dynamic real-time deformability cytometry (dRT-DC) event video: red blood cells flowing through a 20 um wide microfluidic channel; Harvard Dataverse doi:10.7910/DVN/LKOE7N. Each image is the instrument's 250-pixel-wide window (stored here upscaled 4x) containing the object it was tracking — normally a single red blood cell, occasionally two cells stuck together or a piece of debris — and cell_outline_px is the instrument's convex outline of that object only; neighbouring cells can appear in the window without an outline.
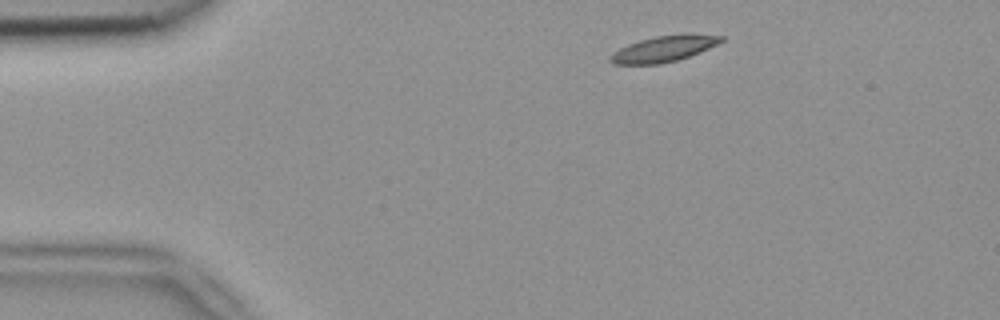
{"species": "common noctule bat (a hibernating species)", "species_latin": "Nyctalus noctula", "temperature_condition": "room temperature", "stored_images_in_passage": 3, "camera_frame_rate_fps": 3000, "um_per_image_px": 0.085, "animal": {"sex": "female", "body_mass_g": 18.4}, "frame": {"image": 1, "passage_image": 1, "time_ms": 0.0, "image_size_px": [1000, 320], "cell_outline_px": [[724, 40], [708, 48], [688, 56], [676, 60], [660, 64], [612, 64], [608, 60], [608, 56], [620, 48], [628, 44], [640, 40], [656, 36], [724, 36]], "centroid_in_image_um": [56.28, 4.2], "position_along_channel_um": 28.7, "area_um2": 15.9}}